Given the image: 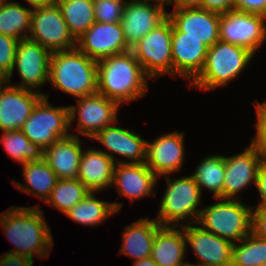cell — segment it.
<instances>
[{"mask_svg": "<svg viewBox=\"0 0 266 266\" xmlns=\"http://www.w3.org/2000/svg\"><path fill=\"white\" fill-rule=\"evenodd\" d=\"M0 226L14 249L1 255L0 266H33V256L45 259L54 239L40 205L14 206L0 213Z\"/></svg>", "mask_w": 266, "mask_h": 266, "instance_id": "1", "label": "cell"}, {"mask_svg": "<svg viewBox=\"0 0 266 266\" xmlns=\"http://www.w3.org/2000/svg\"><path fill=\"white\" fill-rule=\"evenodd\" d=\"M147 79L131 50L97 61V92L119 105L146 95Z\"/></svg>", "mask_w": 266, "mask_h": 266, "instance_id": "2", "label": "cell"}, {"mask_svg": "<svg viewBox=\"0 0 266 266\" xmlns=\"http://www.w3.org/2000/svg\"><path fill=\"white\" fill-rule=\"evenodd\" d=\"M48 82L75 98L97 93V61L73 48L52 52Z\"/></svg>", "mask_w": 266, "mask_h": 266, "instance_id": "3", "label": "cell"}, {"mask_svg": "<svg viewBox=\"0 0 266 266\" xmlns=\"http://www.w3.org/2000/svg\"><path fill=\"white\" fill-rule=\"evenodd\" d=\"M248 49L218 40L207 50L201 72L189 83L203 91L226 87L254 58Z\"/></svg>", "mask_w": 266, "mask_h": 266, "instance_id": "4", "label": "cell"}, {"mask_svg": "<svg viewBox=\"0 0 266 266\" xmlns=\"http://www.w3.org/2000/svg\"><path fill=\"white\" fill-rule=\"evenodd\" d=\"M166 189L156 219L161 226L196 224L202 208V193L192 175L177 179L165 175ZM180 221L183 224H179ZM185 221V223H184Z\"/></svg>", "mask_w": 266, "mask_h": 266, "instance_id": "5", "label": "cell"}, {"mask_svg": "<svg viewBox=\"0 0 266 266\" xmlns=\"http://www.w3.org/2000/svg\"><path fill=\"white\" fill-rule=\"evenodd\" d=\"M217 203L202 208L196 224L233 243L251 233L252 208L242 200L214 198Z\"/></svg>", "mask_w": 266, "mask_h": 266, "instance_id": "6", "label": "cell"}, {"mask_svg": "<svg viewBox=\"0 0 266 266\" xmlns=\"http://www.w3.org/2000/svg\"><path fill=\"white\" fill-rule=\"evenodd\" d=\"M48 94L34 107L29 118L20 129L34 144L45 150L55 141L69 136V107L54 106L48 101Z\"/></svg>", "mask_w": 266, "mask_h": 266, "instance_id": "7", "label": "cell"}, {"mask_svg": "<svg viewBox=\"0 0 266 266\" xmlns=\"http://www.w3.org/2000/svg\"><path fill=\"white\" fill-rule=\"evenodd\" d=\"M171 43L172 21L167 17L131 47V51L150 79L165 74L173 77Z\"/></svg>", "mask_w": 266, "mask_h": 266, "instance_id": "8", "label": "cell"}, {"mask_svg": "<svg viewBox=\"0 0 266 266\" xmlns=\"http://www.w3.org/2000/svg\"><path fill=\"white\" fill-rule=\"evenodd\" d=\"M28 39L52 52L76 48V39L61 14L57 3L32 9Z\"/></svg>", "mask_w": 266, "mask_h": 266, "instance_id": "9", "label": "cell"}, {"mask_svg": "<svg viewBox=\"0 0 266 266\" xmlns=\"http://www.w3.org/2000/svg\"><path fill=\"white\" fill-rule=\"evenodd\" d=\"M68 107L69 126L77 118L76 129L78 133L88 137V139H92L106 126L119 122L117 115L120 105L98 92L77 98V105H68Z\"/></svg>", "mask_w": 266, "mask_h": 266, "instance_id": "10", "label": "cell"}, {"mask_svg": "<svg viewBox=\"0 0 266 266\" xmlns=\"http://www.w3.org/2000/svg\"><path fill=\"white\" fill-rule=\"evenodd\" d=\"M266 17L236 10L220 14L219 40L248 49L255 55L266 41Z\"/></svg>", "mask_w": 266, "mask_h": 266, "instance_id": "11", "label": "cell"}, {"mask_svg": "<svg viewBox=\"0 0 266 266\" xmlns=\"http://www.w3.org/2000/svg\"><path fill=\"white\" fill-rule=\"evenodd\" d=\"M50 57L51 52L37 42L28 38L19 40L14 67L8 76V83H11L14 70H17L21 83L12 85L44 94L40 87L48 81Z\"/></svg>", "mask_w": 266, "mask_h": 266, "instance_id": "12", "label": "cell"}, {"mask_svg": "<svg viewBox=\"0 0 266 266\" xmlns=\"http://www.w3.org/2000/svg\"><path fill=\"white\" fill-rule=\"evenodd\" d=\"M76 48L96 61L131 50L120 22H95L76 39Z\"/></svg>", "mask_w": 266, "mask_h": 266, "instance_id": "13", "label": "cell"}, {"mask_svg": "<svg viewBox=\"0 0 266 266\" xmlns=\"http://www.w3.org/2000/svg\"><path fill=\"white\" fill-rule=\"evenodd\" d=\"M188 244L196 255L194 266H231L233 242L205 231L198 224L181 225Z\"/></svg>", "mask_w": 266, "mask_h": 266, "instance_id": "14", "label": "cell"}, {"mask_svg": "<svg viewBox=\"0 0 266 266\" xmlns=\"http://www.w3.org/2000/svg\"><path fill=\"white\" fill-rule=\"evenodd\" d=\"M127 0L121 18L122 31L132 47L168 17V10L159 2Z\"/></svg>", "mask_w": 266, "mask_h": 266, "instance_id": "15", "label": "cell"}, {"mask_svg": "<svg viewBox=\"0 0 266 266\" xmlns=\"http://www.w3.org/2000/svg\"><path fill=\"white\" fill-rule=\"evenodd\" d=\"M225 175L223 184V199L241 200L238 196L243 189L254 183L256 185L257 172L262 155L251 144L245 150L233 156H225Z\"/></svg>", "mask_w": 266, "mask_h": 266, "instance_id": "16", "label": "cell"}, {"mask_svg": "<svg viewBox=\"0 0 266 266\" xmlns=\"http://www.w3.org/2000/svg\"><path fill=\"white\" fill-rule=\"evenodd\" d=\"M184 134L174 131L147 141L145 164L158 178L180 172L185 158Z\"/></svg>", "mask_w": 266, "mask_h": 266, "instance_id": "17", "label": "cell"}, {"mask_svg": "<svg viewBox=\"0 0 266 266\" xmlns=\"http://www.w3.org/2000/svg\"><path fill=\"white\" fill-rule=\"evenodd\" d=\"M42 97V93L12 83L0 87V130H20Z\"/></svg>", "mask_w": 266, "mask_h": 266, "instance_id": "18", "label": "cell"}, {"mask_svg": "<svg viewBox=\"0 0 266 266\" xmlns=\"http://www.w3.org/2000/svg\"><path fill=\"white\" fill-rule=\"evenodd\" d=\"M115 124L106 126L92 138V140L95 139L100 142L106 149V151H102V149L99 151L104 152L115 163H145L147 141L136 134L135 131ZM117 155L123 156L130 161L118 159Z\"/></svg>", "mask_w": 266, "mask_h": 266, "instance_id": "19", "label": "cell"}, {"mask_svg": "<svg viewBox=\"0 0 266 266\" xmlns=\"http://www.w3.org/2000/svg\"><path fill=\"white\" fill-rule=\"evenodd\" d=\"M168 18L183 37L199 39L208 48L219 40L220 14L203 8H173Z\"/></svg>", "mask_w": 266, "mask_h": 266, "instance_id": "20", "label": "cell"}, {"mask_svg": "<svg viewBox=\"0 0 266 266\" xmlns=\"http://www.w3.org/2000/svg\"><path fill=\"white\" fill-rule=\"evenodd\" d=\"M158 177L145 163H115L112 187L119 196L130 199L131 203L144 196L156 195Z\"/></svg>", "mask_w": 266, "mask_h": 266, "instance_id": "21", "label": "cell"}, {"mask_svg": "<svg viewBox=\"0 0 266 266\" xmlns=\"http://www.w3.org/2000/svg\"><path fill=\"white\" fill-rule=\"evenodd\" d=\"M207 50L208 47L199 39L183 37V32L172 24L173 79L180 76L190 83L203 69Z\"/></svg>", "mask_w": 266, "mask_h": 266, "instance_id": "22", "label": "cell"}, {"mask_svg": "<svg viewBox=\"0 0 266 266\" xmlns=\"http://www.w3.org/2000/svg\"><path fill=\"white\" fill-rule=\"evenodd\" d=\"M79 134L61 138L43 150V160L51 167L58 179H77L84 148Z\"/></svg>", "mask_w": 266, "mask_h": 266, "instance_id": "23", "label": "cell"}, {"mask_svg": "<svg viewBox=\"0 0 266 266\" xmlns=\"http://www.w3.org/2000/svg\"><path fill=\"white\" fill-rule=\"evenodd\" d=\"M114 166L115 162L99 149H85L81 156L77 179L90 192L102 191L112 187Z\"/></svg>", "mask_w": 266, "mask_h": 266, "instance_id": "24", "label": "cell"}, {"mask_svg": "<svg viewBox=\"0 0 266 266\" xmlns=\"http://www.w3.org/2000/svg\"><path fill=\"white\" fill-rule=\"evenodd\" d=\"M181 228V229H180ZM186 240L182 226H161L153 241L151 258L158 266H185Z\"/></svg>", "mask_w": 266, "mask_h": 266, "instance_id": "25", "label": "cell"}, {"mask_svg": "<svg viewBox=\"0 0 266 266\" xmlns=\"http://www.w3.org/2000/svg\"><path fill=\"white\" fill-rule=\"evenodd\" d=\"M161 227L156 219L141 217L126 226L122 232V245L119 254L129 256L134 261L151 256L153 241Z\"/></svg>", "mask_w": 266, "mask_h": 266, "instance_id": "26", "label": "cell"}, {"mask_svg": "<svg viewBox=\"0 0 266 266\" xmlns=\"http://www.w3.org/2000/svg\"><path fill=\"white\" fill-rule=\"evenodd\" d=\"M22 167L24 181L29 186L15 179L12 184L18 190L38 197L45 203L59 180L57 175L43 159L38 162L24 163Z\"/></svg>", "mask_w": 266, "mask_h": 266, "instance_id": "27", "label": "cell"}, {"mask_svg": "<svg viewBox=\"0 0 266 266\" xmlns=\"http://www.w3.org/2000/svg\"><path fill=\"white\" fill-rule=\"evenodd\" d=\"M122 205L121 202L99 200L94 192H89L88 195L75 204L65 216L81 225L96 227L113 214L121 211Z\"/></svg>", "mask_w": 266, "mask_h": 266, "instance_id": "28", "label": "cell"}, {"mask_svg": "<svg viewBox=\"0 0 266 266\" xmlns=\"http://www.w3.org/2000/svg\"><path fill=\"white\" fill-rule=\"evenodd\" d=\"M32 9L19 2L0 3V33L17 40L26 39L30 33Z\"/></svg>", "mask_w": 266, "mask_h": 266, "instance_id": "29", "label": "cell"}, {"mask_svg": "<svg viewBox=\"0 0 266 266\" xmlns=\"http://www.w3.org/2000/svg\"><path fill=\"white\" fill-rule=\"evenodd\" d=\"M56 3L75 39L95 23L93 0H56Z\"/></svg>", "mask_w": 266, "mask_h": 266, "instance_id": "30", "label": "cell"}, {"mask_svg": "<svg viewBox=\"0 0 266 266\" xmlns=\"http://www.w3.org/2000/svg\"><path fill=\"white\" fill-rule=\"evenodd\" d=\"M198 163L195 172L191 175L199 186L201 193L205 188L213 193V198H223L224 155H208Z\"/></svg>", "mask_w": 266, "mask_h": 266, "instance_id": "31", "label": "cell"}, {"mask_svg": "<svg viewBox=\"0 0 266 266\" xmlns=\"http://www.w3.org/2000/svg\"><path fill=\"white\" fill-rule=\"evenodd\" d=\"M1 143L7 155L21 165L43 159V149L32 143L21 130L3 132Z\"/></svg>", "mask_w": 266, "mask_h": 266, "instance_id": "32", "label": "cell"}, {"mask_svg": "<svg viewBox=\"0 0 266 266\" xmlns=\"http://www.w3.org/2000/svg\"><path fill=\"white\" fill-rule=\"evenodd\" d=\"M89 192L78 179H59L45 203L57 208L65 215L75 204L83 200Z\"/></svg>", "mask_w": 266, "mask_h": 266, "instance_id": "33", "label": "cell"}, {"mask_svg": "<svg viewBox=\"0 0 266 266\" xmlns=\"http://www.w3.org/2000/svg\"><path fill=\"white\" fill-rule=\"evenodd\" d=\"M233 244L231 266H260L266 264V240L252 232Z\"/></svg>", "mask_w": 266, "mask_h": 266, "instance_id": "34", "label": "cell"}, {"mask_svg": "<svg viewBox=\"0 0 266 266\" xmlns=\"http://www.w3.org/2000/svg\"><path fill=\"white\" fill-rule=\"evenodd\" d=\"M95 22H121L124 5L127 0H93Z\"/></svg>", "mask_w": 266, "mask_h": 266, "instance_id": "35", "label": "cell"}, {"mask_svg": "<svg viewBox=\"0 0 266 266\" xmlns=\"http://www.w3.org/2000/svg\"><path fill=\"white\" fill-rule=\"evenodd\" d=\"M255 101L257 121L255 124L256 136H254L250 144L255 147L266 160V99L263 103Z\"/></svg>", "mask_w": 266, "mask_h": 266, "instance_id": "36", "label": "cell"}, {"mask_svg": "<svg viewBox=\"0 0 266 266\" xmlns=\"http://www.w3.org/2000/svg\"><path fill=\"white\" fill-rule=\"evenodd\" d=\"M19 40L0 33V69L9 76L14 67Z\"/></svg>", "mask_w": 266, "mask_h": 266, "instance_id": "37", "label": "cell"}, {"mask_svg": "<svg viewBox=\"0 0 266 266\" xmlns=\"http://www.w3.org/2000/svg\"><path fill=\"white\" fill-rule=\"evenodd\" d=\"M251 232L266 240V207L253 206Z\"/></svg>", "mask_w": 266, "mask_h": 266, "instance_id": "38", "label": "cell"}, {"mask_svg": "<svg viewBox=\"0 0 266 266\" xmlns=\"http://www.w3.org/2000/svg\"><path fill=\"white\" fill-rule=\"evenodd\" d=\"M234 10L266 17V0H234Z\"/></svg>", "mask_w": 266, "mask_h": 266, "instance_id": "39", "label": "cell"}, {"mask_svg": "<svg viewBox=\"0 0 266 266\" xmlns=\"http://www.w3.org/2000/svg\"><path fill=\"white\" fill-rule=\"evenodd\" d=\"M256 189L258 190V194L260 195V202L257 207H266V160L263 159L261 162L256 178Z\"/></svg>", "mask_w": 266, "mask_h": 266, "instance_id": "40", "label": "cell"}, {"mask_svg": "<svg viewBox=\"0 0 266 266\" xmlns=\"http://www.w3.org/2000/svg\"><path fill=\"white\" fill-rule=\"evenodd\" d=\"M202 8L208 11L224 14L234 10V0H202Z\"/></svg>", "mask_w": 266, "mask_h": 266, "instance_id": "41", "label": "cell"}, {"mask_svg": "<svg viewBox=\"0 0 266 266\" xmlns=\"http://www.w3.org/2000/svg\"><path fill=\"white\" fill-rule=\"evenodd\" d=\"M168 5H174V8H202V0H169Z\"/></svg>", "mask_w": 266, "mask_h": 266, "instance_id": "42", "label": "cell"}, {"mask_svg": "<svg viewBox=\"0 0 266 266\" xmlns=\"http://www.w3.org/2000/svg\"><path fill=\"white\" fill-rule=\"evenodd\" d=\"M28 2V4L31 6V8H40L45 5H50L52 3H55L56 0H25Z\"/></svg>", "mask_w": 266, "mask_h": 266, "instance_id": "43", "label": "cell"}, {"mask_svg": "<svg viewBox=\"0 0 266 266\" xmlns=\"http://www.w3.org/2000/svg\"><path fill=\"white\" fill-rule=\"evenodd\" d=\"M132 266H158L151 257L132 262Z\"/></svg>", "mask_w": 266, "mask_h": 266, "instance_id": "44", "label": "cell"}, {"mask_svg": "<svg viewBox=\"0 0 266 266\" xmlns=\"http://www.w3.org/2000/svg\"><path fill=\"white\" fill-rule=\"evenodd\" d=\"M8 83V76L0 69V87Z\"/></svg>", "mask_w": 266, "mask_h": 266, "instance_id": "45", "label": "cell"}, {"mask_svg": "<svg viewBox=\"0 0 266 266\" xmlns=\"http://www.w3.org/2000/svg\"><path fill=\"white\" fill-rule=\"evenodd\" d=\"M145 1H155V2L161 3V4L165 5V6H167L168 2H169V0H145Z\"/></svg>", "mask_w": 266, "mask_h": 266, "instance_id": "46", "label": "cell"}]
</instances>
